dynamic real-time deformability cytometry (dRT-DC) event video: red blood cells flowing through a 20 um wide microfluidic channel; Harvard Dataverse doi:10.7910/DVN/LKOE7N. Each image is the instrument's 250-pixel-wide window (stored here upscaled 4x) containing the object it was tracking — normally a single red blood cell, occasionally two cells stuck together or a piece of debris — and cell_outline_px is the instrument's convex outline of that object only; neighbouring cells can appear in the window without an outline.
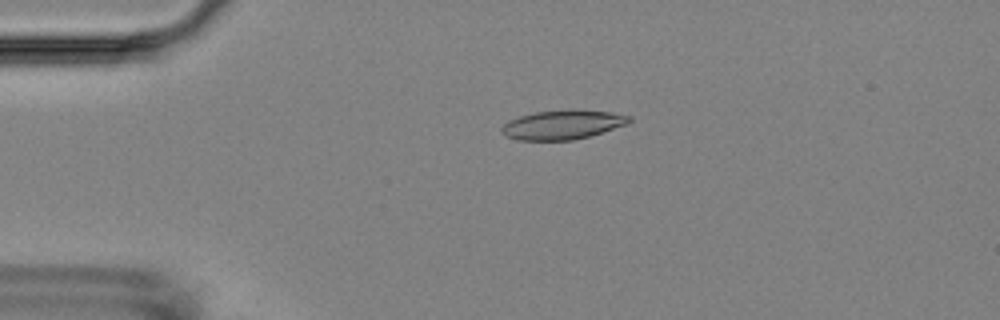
{"species": "Egyptian fruit bat (a non-hibernating species)", "species_latin": "Rousettus aegyptiacus", "temperature_condition": "room temperature", "stored_images_in_passage": 3, "camera_frame_rate_fps": 3000, "um_per_image_px": 0.085, "animal": {"sex": "female"}, "frame": {"image": 1, "passage_image": 3, "time_ms": 2.333, "image_size_px": [1000, 320], "cell_outline_px": [[632, 120], [628, 124], [588, 136], [572, 140], [516, 140], [508, 136], [500, 128], [508, 120], [520, 116], [536, 112], [576, 108], [612, 112], [632, 116]], "centroid_in_image_um": [47.87, 10.57], "position_along_channel_um": 37.1, "area_um2": 21.85}}